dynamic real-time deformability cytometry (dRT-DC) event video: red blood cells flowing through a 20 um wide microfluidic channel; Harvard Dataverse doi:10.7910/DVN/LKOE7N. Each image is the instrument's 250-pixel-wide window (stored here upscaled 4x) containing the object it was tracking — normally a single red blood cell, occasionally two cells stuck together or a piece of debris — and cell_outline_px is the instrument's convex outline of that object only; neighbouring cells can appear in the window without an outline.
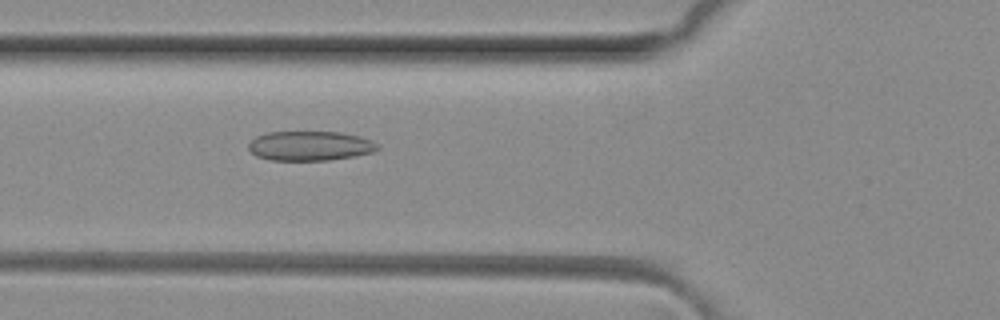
{"species": "common noctule bat (a hibernating species)", "species_latin": "Nyctalus noctula", "temperature_condition": "room temperature", "stored_images_in_passage": 6, "camera_frame_rate_fps": 3000, "um_per_image_px": 0.085, "animal": {"sex": "female", "body_mass_g": 29.2, "forearm_length_mm": 56.3}, "frame": {"image": 1, "passage_image": 6, "time_ms": 1.667, "image_size_px": [1000, 320], "cell_outline_px": [[380, 148], [372, 152], [352, 156], [328, 160], [272, 160], [256, 156], [248, 148], [248, 144], [256, 136], [268, 132], [340, 132], [360, 136], [376, 144]], "centroid_in_image_um": [26.31, 12.39], "position_along_channel_um": 99.5, "area_um2": 21.96}}